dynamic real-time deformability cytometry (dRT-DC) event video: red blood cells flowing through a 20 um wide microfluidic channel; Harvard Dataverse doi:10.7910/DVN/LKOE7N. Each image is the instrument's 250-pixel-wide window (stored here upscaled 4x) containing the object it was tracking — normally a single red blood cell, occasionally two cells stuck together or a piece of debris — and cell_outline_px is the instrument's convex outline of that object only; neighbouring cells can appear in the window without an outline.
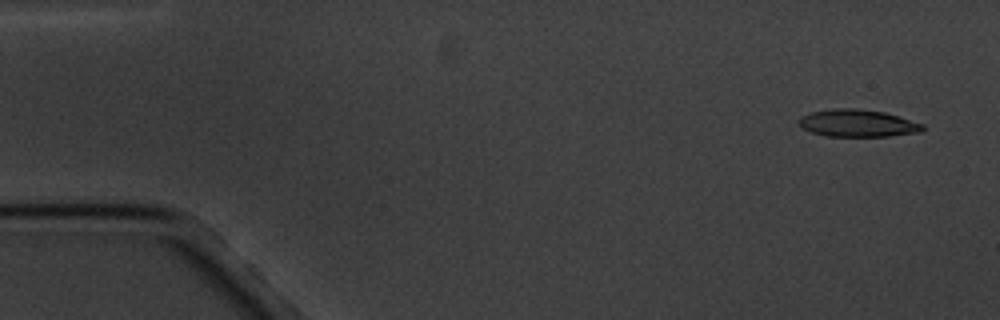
{"species": "common noctule bat (a hibernating species)", "species_latin": "Nyctalus noctula", "temperature_condition": "cold", "stored_images_in_passage": 4, "camera_frame_rate_fps": 3000, "um_per_image_px": 0.085, "animal": {"sex": "male", "body_mass_g": 20.1, "forearm_length_mm": 53.5}, "frame": {"image": 1, "passage_image": 1, "time_ms": 0.0, "image_size_px": [1000, 320], "cell_outline_px": [[924, 128], [920, 132], [888, 136], [828, 136], [812, 132], [804, 128], [800, 124], [800, 116], [812, 112], [836, 108], [856, 108], [884, 112], [924, 124]], "centroid_in_image_um": [72.92, 10.47], "position_along_channel_um": 12.1, "area_um2": 19.42}}
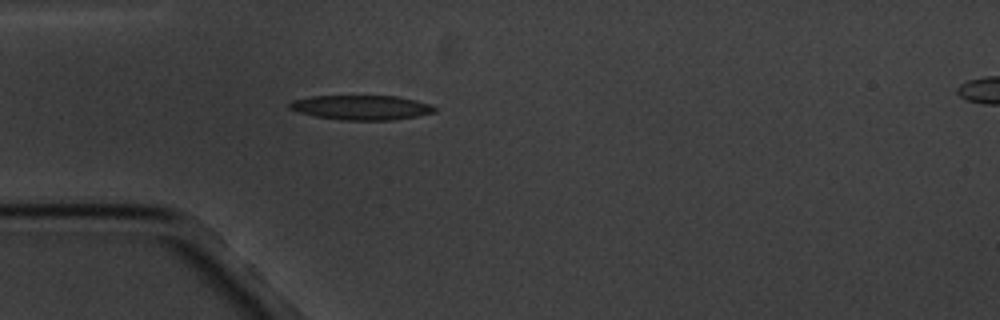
{"frame": {"image": 2, "passage_image": 4, "time_ms": 4.333, "image_size_px": [1000, 320], "cell_outline_px": [[436, 112], [416, 116], [392, 120], [340, 120], [316, 116], [300, 112], [288, 108], [288, 104], [292, 100], [312, 96], [396, 96], [416, 100], [432, 104], [436, 108]], "centroid_in_image_um": [30.73, 9.13], "position_along_channel_um": 54.3, "area_um2": 20.81}}